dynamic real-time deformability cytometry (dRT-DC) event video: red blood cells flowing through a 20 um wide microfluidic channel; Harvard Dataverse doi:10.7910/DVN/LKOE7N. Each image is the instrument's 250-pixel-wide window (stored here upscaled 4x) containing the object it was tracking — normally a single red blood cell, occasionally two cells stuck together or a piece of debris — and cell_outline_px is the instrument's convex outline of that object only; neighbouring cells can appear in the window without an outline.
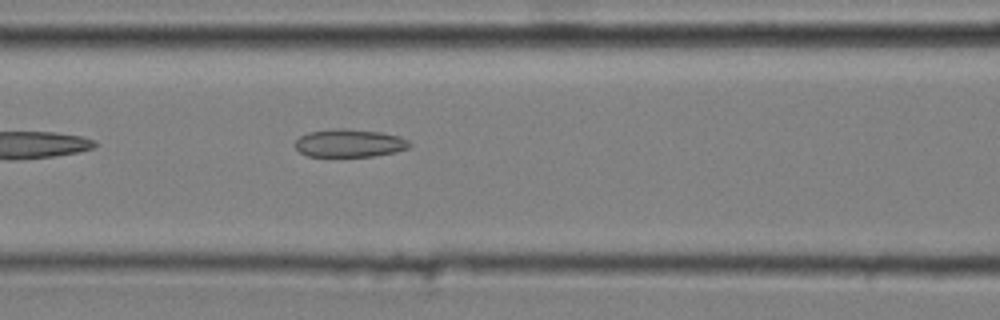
{"species": "common noctule bat (a hibernating species)", "species_latin": "Nyctalus noctula", "temperature_condition": "cold", "stored_images_in_passage": 5, "camera_frame_rate_fps": 3000, "um_per_image_px": 0.085, "animal": {"sex": "male", "body_mass_g": 20.4}, "frame": {"image": 1, "passage_image": 5, "time_ms": 1.333, "image_size_px": [1000, 320], "cell_outline_px": [[412, 144], [408, 148], [396, 152], [376, 156], [308, 156], [300, 152], [296, 148], [296, 140], [300, 136], [308, 132], [336, 128], [348, 128], [380, 132], [400, 136], [408, 140]], "centroid_in_image_um": [29.73, 12.16], "position_along_channel_um": 136.9, "area_um2": 18.73}}